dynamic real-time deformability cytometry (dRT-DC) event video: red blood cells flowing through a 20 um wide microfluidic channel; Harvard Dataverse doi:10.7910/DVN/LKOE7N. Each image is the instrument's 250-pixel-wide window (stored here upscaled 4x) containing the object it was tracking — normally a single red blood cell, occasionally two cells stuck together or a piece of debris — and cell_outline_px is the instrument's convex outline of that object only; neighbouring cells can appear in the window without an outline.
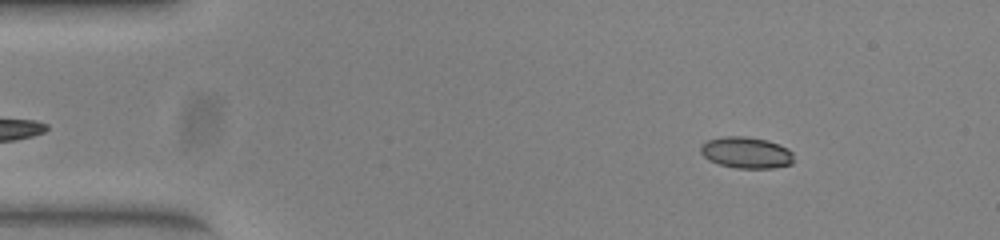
{"species": "common noctule bat (a hibernating species)", "species_latin": "Nyctalus noctula", "temperature_condition": "warm", "stored_images_in_passage": 54, "segment_of_instrument_passage": [1, 2], "camera_frame_rate_fps": 3000, "um_per_image_px": 0.085, "animal": {"sex": "female", "body_mass_g": 23.0, "forearm_length_mm": 53.4}, "frame": {"image": 1, "passage_image": 8, "time_ms": 2.333, "image_size_px": [1000, 240], "cell_outline_px": [[792, 164], [772, 168], [736, 168], [720, 164], [708, 160], [700, 152], [700, 144], [708, 140], [724, 136], [744, 136], [768, 140], [780, 144], [788, 148], [792, 152]], "centroid_in_image_um": [63.42, 12.96], "position_along_channel_um": 21.6, "area_um2": 17.11}}
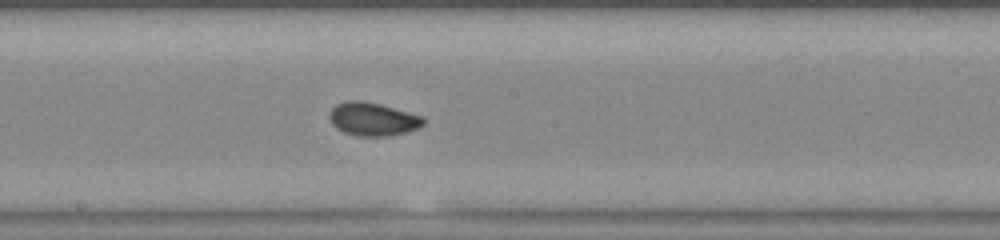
{"frame": {"image": 2, "passage_image": 29, "time_ms": 9.333, "image_size_px": [1000, 240], "cell_outline_px": [[424, 124], [420, 128], [388, 136], [360, 136], [344, 132], [336, 128], [332, 124], [328, 116], [332, 108], [336, 104], [344, 100], [364, 100], [380, 104], [424, 116]], "centroid_in_image_um": [31.68, 10.11], "position_along_channel_um": 216.5, "area_um2": 18.38}}
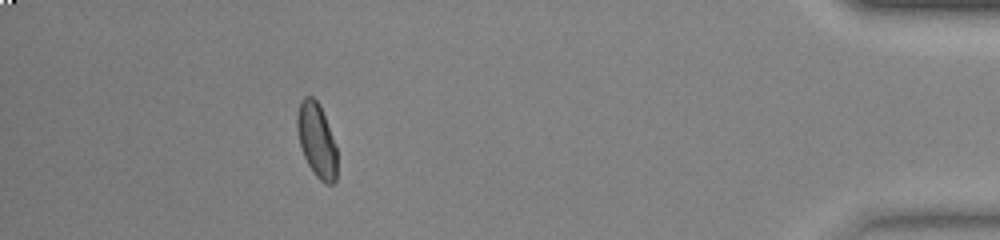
{"frame": {"image": 3, "passage_image": 48, "time_ms": 15.667, "image_size_px": [1000, 240], "cell_outline_px": [[336, 180], [332, 184], [324, 184], [312, 172], [304, 156], [300, 144], [296, 128], [296, 116], [300, 100], [304, 96], [312, 96], [316, 100], [324, 116], [336, 144]], "centroid_in_image_um": [26.9, 11.92], "position_along_channel_um": 408.3, "area_um2": 17.22}}